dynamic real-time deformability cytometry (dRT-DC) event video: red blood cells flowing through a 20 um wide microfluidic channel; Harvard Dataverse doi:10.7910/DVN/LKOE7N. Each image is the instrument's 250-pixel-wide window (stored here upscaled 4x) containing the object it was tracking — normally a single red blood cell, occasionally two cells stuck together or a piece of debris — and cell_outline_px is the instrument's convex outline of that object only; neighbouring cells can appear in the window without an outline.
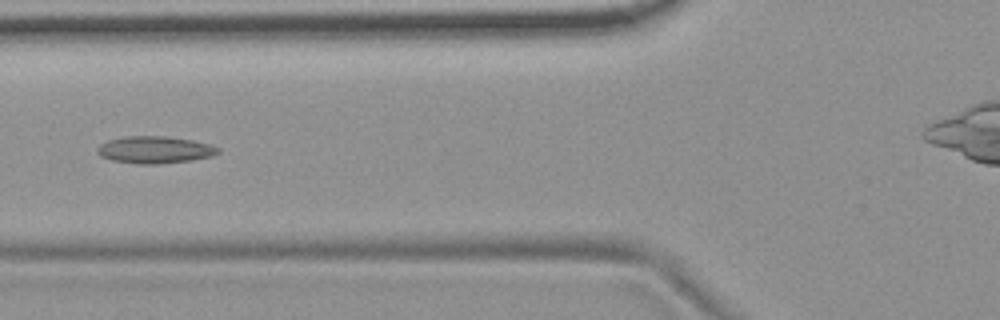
{"species": "common noctule bat (a hibernating species)", "species_latin": "Nyctalus noctula", "temperature_condition": "room temperature", "stored_images_in_passage": 43, "camera_frame_rate_fps": 3000, "um_per_image_px": 0.085, "animal": {"sex": "female", "body_mass_g": 19.9}, "frame": {"image": 1, "passage_image": 9, "time_ms": 2.667, "image_size_px": [1000, 320], "cell_outline_px": [[220, 152], [212, 156], [192, 160], [156, 164], [136, 164], [112, 160], [100, 156], [96, 152], [96, 148], [100, 144], [108, 140], [124, 136], [164, 136], [192, 140], [212, 144], [220, 148]], "centroid_in_image_um": [13.15, 12.73], "position_along_channel_um": 112.6, "area_um2": 19.25}}
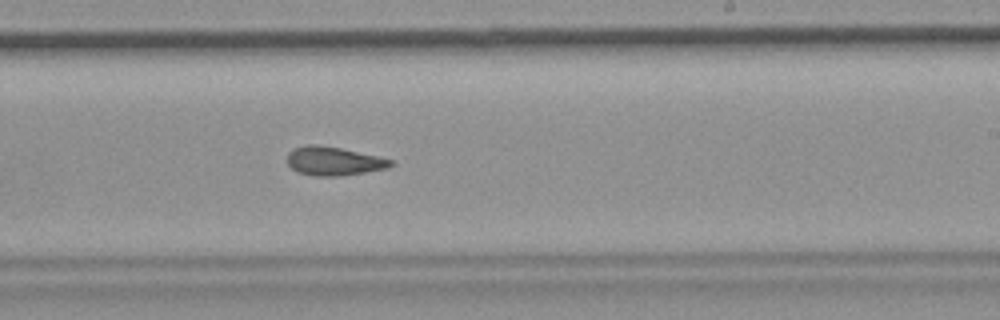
{"frame": {"image": 2, "passage_image": 21, "time_ms": 6.667, "image_size_px": [1000, 320], "cell_outline_px": [[396, 164], [388, 168], [340, 176], [316, 176], [296, 172], [288, 164], [288, 152], [292, 148], [304, 144], [316, 144], [340, 148], [376, 156], [392, 160]], "centroid_in_image_um": [28.33, 13.69], "position_along_channel_um": 260.7, "area_um2": 17.34}}
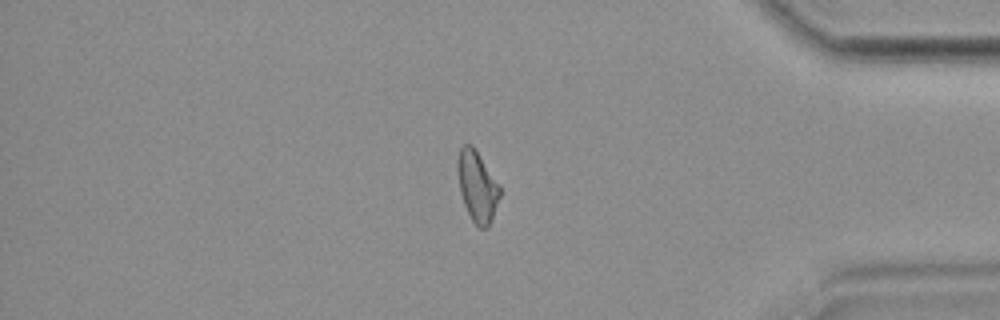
{"frame": {"image": 3, "passage_image": 34, "time_ms": 11.0, "image_size_px": [1000, 320], "cell_outline_px": [[500, 196], [492, 220], [488, 228], [480, 228], [472, 220], [464, 204], [460, 192], [456, 168], [456, 160], [460, 148], [464, 144], [472, 144], [500, 188]], "centroid_in_image_um": [40.53, 15.84], "position_along_channel_um": 394.7, "area_um2": 17.22}, "authors_computed_cell_mechanics": {"area_um2": 17.5134, "velocity_mm_per_s": 3.7144, "shape_relaxation_time_tau1_ms": null, "shape_relaxation_time_tau2_ms": 3.58, "deformation_change_tau1": null, "deformation_change_tau2": 0.1188}}